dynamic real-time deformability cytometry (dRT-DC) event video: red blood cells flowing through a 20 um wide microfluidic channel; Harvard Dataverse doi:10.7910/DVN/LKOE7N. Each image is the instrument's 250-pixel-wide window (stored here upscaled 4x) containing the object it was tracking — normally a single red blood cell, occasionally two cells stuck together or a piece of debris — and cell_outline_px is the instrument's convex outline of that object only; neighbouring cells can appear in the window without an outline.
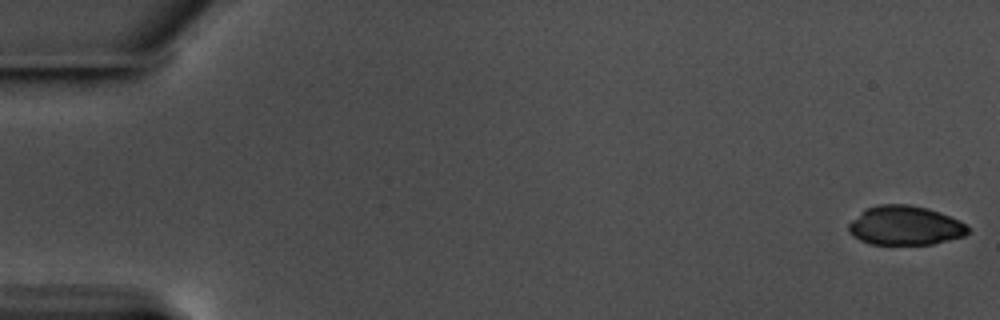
{"species": "common noctule bat (a hibernating species)", "species_latin": "Nyctalus noctula", "temperature_condition": "warm", "stored_images_in_passage": 17, "camera_frame_rate_fps": 3000, "um_per_image_px": 0.085, "animal": {"sex": "male", "body_mass_g": 17.5, "forearm_length_mm": 52.3}, "frame": {"image": 1, "passage_image": 1, "time_ms": 0.0, "image_size_px": [1000, 320], "cell_outline_px": [[968, 232], [964, 236], [932, 244], [868, 244], [852, 236], [848, 232], [848, 224], [864, 208], [876, 204], [908, 204], [928, 208], [940, 212], [960, 220], [968, 228]], "centroid_in_image_um": [76.89, 19.16], "position_along_channel_um": 8.1, "area_um2": 27.46}}
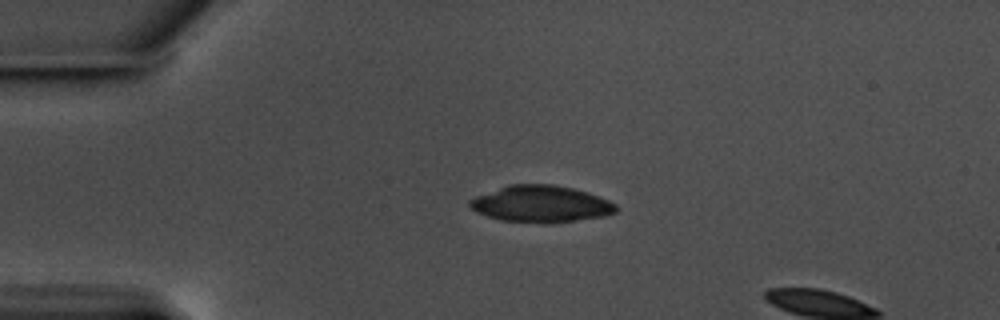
{"frame": {"image": 2, "passage_image": 14, "time_ms": 4.333, "image_size_px": [1000, 320], "cell_outline_px": [[620, 208], [616, 212], [604, 216], [576, 220], [500, 220], [476, 212], [468, 204], [468, 200], [476, 196], [508, 184], [552, 184], [572, 188], [588, 192], [600, 196], [616, 204]], "centroid_in_image_um": [45.99, 17.28], "position_along_channel_um": 39.0, "area_um2": 30.4}}